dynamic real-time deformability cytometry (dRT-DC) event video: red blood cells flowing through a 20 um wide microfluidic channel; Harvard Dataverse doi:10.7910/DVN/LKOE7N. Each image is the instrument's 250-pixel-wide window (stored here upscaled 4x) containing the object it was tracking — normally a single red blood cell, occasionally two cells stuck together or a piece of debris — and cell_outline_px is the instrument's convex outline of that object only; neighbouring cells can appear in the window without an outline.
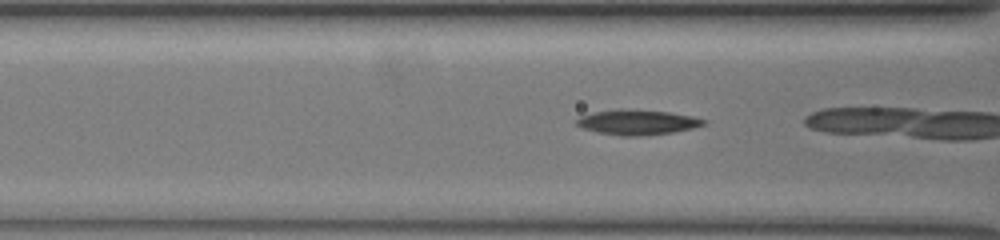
{"species": "common noctule bat (a hibernating species)", "species_latin": "Nyctalus noctula", "temperature_condition": "warm", "stored_images_in_passage": 25, "camera_frame_rate_fps": 3000, "um_per_image_px": 0.085, "animal": {"sex": "female", "body_mass_g": 19.5, "forearm_length_mm": 54.1}, "frame": {"image": 1, "passage_image": 24, "time_ms": 7.667, "image_size_px": [1000, 240], "cell_outline_px": [[708, 124], [692, 128], [672, 132], [640, 136], [620, 136], [596, 132], [584, 128], [576, 124], [576, 120], [580, 116], [592, 112], [620, 108], [668, 112], [692, 116], [708, 120]], "centroid_in_image_um": [54.18, 10.38], "position_along_channel_um": 112.4, "area_um2": 18.67}}